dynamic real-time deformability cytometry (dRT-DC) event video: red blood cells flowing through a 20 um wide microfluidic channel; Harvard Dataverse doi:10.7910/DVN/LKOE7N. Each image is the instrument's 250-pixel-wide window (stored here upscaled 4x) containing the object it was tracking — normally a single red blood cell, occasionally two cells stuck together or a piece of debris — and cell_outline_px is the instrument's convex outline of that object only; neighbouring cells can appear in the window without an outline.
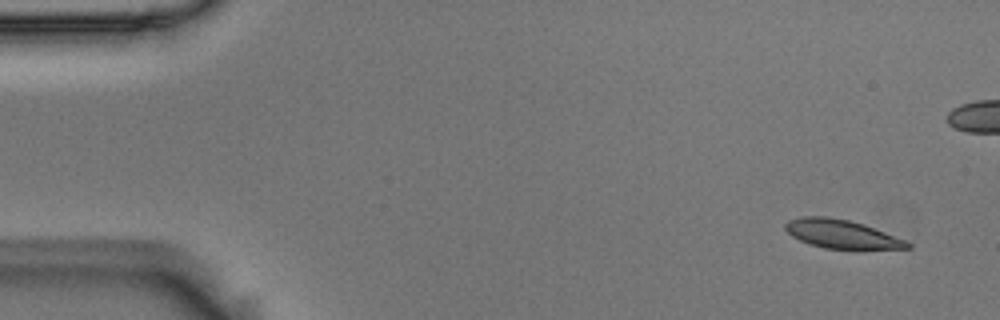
{"species": "Egyptian fruit bat (a non-hibernating species)", "species_latin": "Rousettus aegyptiacus", "temperature_condition": "room temperature", "stored_images_in_passage": 5, "camera_frame_rate_fps": 3000, "um_per_image_px": 0.085, "animal": {"sex": "male"}, "frame": {"image": 1, "passage_image": 2, "time_ms": 0.333, "image_size_px": [1000, 320], "cell_outline_px": [[912, 248], [824, 248], [808, 244], [792, 236], [784, 228], [784, 224], [788, 220], [800, 216], [828, 216], [848, 220], [864, 224], [904, 240], [912, 244]], "centroid_in_image_um": [71.46, 19.87], "position_along_channel_um": 13.5, "area_um2": 20.06}}